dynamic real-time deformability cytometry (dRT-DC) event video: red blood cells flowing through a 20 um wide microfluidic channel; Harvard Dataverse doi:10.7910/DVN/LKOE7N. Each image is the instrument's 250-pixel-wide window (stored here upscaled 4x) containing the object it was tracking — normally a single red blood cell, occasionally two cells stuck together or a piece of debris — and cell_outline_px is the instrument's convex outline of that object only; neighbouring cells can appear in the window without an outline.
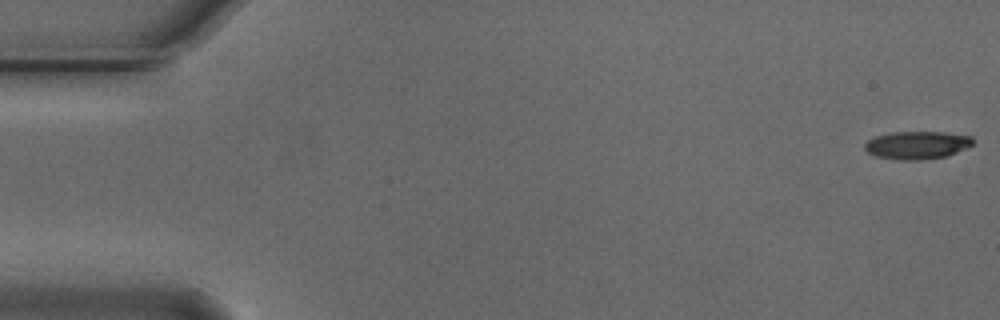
{"species": "Egyptian fruit bat (a non-hibernating species)", "species_latin": "Rousettus aegyptiacus", "temperature_condition": "cold", "stored_images_in_passage": 55, "camera_frame_rate_fps": 3000, "um_per_image_px": 0.085, "animal": {"sex": "male"}, "frame": {"image": 1, "passage_image": 1, "time_ms": 0.0, "image_size_px": [1000, 320], "cell_outline_px": [[972, 144], [948, 156], [920, 160], [900, 160], [876, 156], [868, 152], [864, 148], [864, 144], [868, 140], [876, 136], [892, 132], [944, 132], [972, 136]], "centroid_in_image_um": [77.93, 12.33], "position_along_channel_um": 7.1, "area_um2": 17.46}}
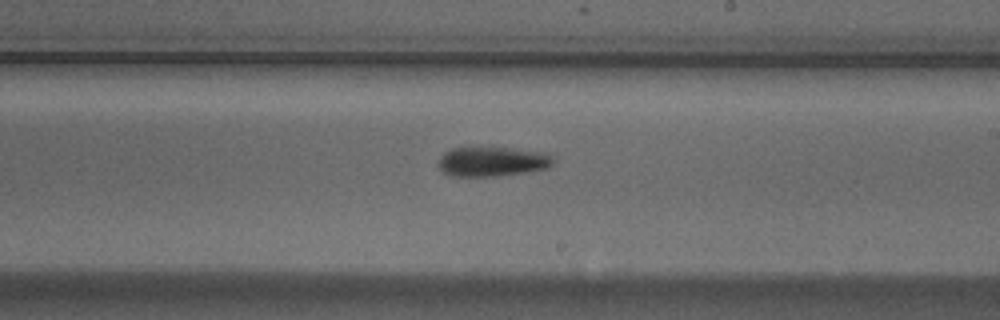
{"frame": {"image": 2, "passage_image": 32, "time_ms": 10.333, "image_size_px": [1000, 320], "cell_outline_px": [[552, 164], [548, 168], [524, 172], [492, 176], [452, 176], [444, 172], [440, 168], [440, 156], [444, 152], [452, 148], [508, 148], [544, 152], [552, 156]], "centroid_in_image_um": [41.84, 13.73], "position_along_channel_um": 247.2, "area_um2": 19.42}}
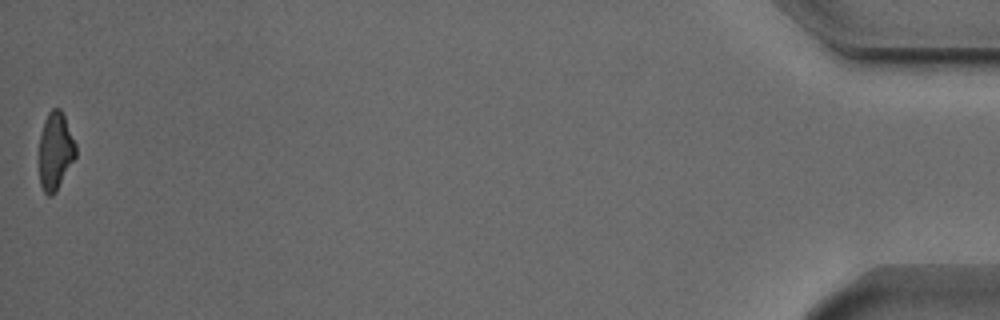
{"frame": {"image": 3, "passage_image": 55, "time_ms": 18.0, "image_size_px": [1000, 320], "cell_outline_px": [[76, 156], [56, 192], [52, 196], [48, 196], [44, 192], [40, 184], [40, 132], [44, 120], [48, 112], [52, 108], [60, 108], [64, 116], [76, 144]], "centroid_in_image_um": [4.71, 12.83], "position_along_channel_um": 430.5, "area_um2": 16.53}, "authors_computed_cell_mechanics": {"area_um2": 18.785, "velocity_mm_per_s": 3.7266, "shape_relaxation_time_tau1_ms": 7.1779, "shape_relaxation_time_tau2_ms": null, "deformation_change_tau1": 0.1873, "deformation_change_tau2": null}}